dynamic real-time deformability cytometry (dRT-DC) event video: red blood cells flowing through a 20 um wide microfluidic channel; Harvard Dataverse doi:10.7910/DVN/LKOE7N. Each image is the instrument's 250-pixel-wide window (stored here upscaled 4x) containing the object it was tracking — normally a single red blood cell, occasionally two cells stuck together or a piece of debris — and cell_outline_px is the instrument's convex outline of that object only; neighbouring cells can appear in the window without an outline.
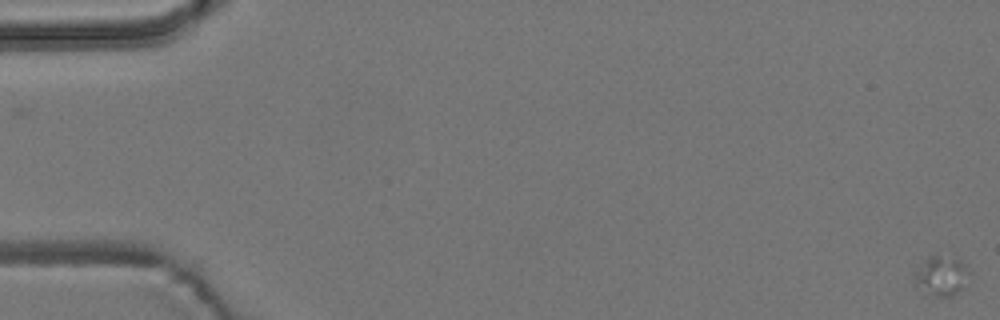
{"species": "common noctule bat (a hibernating species)", "species_latin": "Nyctalus noctula", "temperature_condition": "room temperature", "stored_images_in_passage": 16, "camera_frame_rate_fps": 3000, "um_per_image_px": 0.085, "animal": {"sex": "male", "body_mass_g": 19.2, "forearm_length_mm": 51.8}, "frame": {"image": 1, "passage_image": 1, "time_ms": 0.0, "image_size_px": [1000, 320], "cell_outline_px": [[972, 280], [964, 288], [952, 296], [936, 296], [916, 288], [916, 264], [928, 256], [936, 256], [960, 260], [972, 272]], "centroid_in_image_um": [80.08, 23.46], "position_along_channel_um": 4.9, "area_um2": 13.01}}